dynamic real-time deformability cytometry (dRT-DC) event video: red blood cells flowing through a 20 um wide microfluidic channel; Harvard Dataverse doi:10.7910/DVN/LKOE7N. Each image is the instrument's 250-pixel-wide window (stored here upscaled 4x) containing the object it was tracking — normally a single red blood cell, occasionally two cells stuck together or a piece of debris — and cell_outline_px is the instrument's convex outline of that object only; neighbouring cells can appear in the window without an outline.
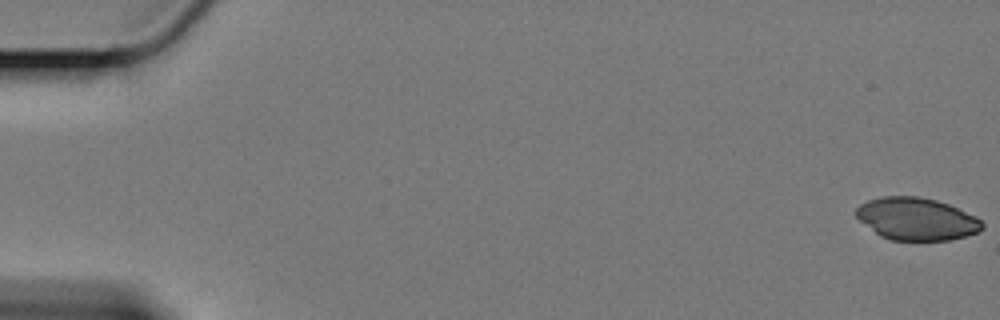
{"species": "Egyptian fruit bat (a non-hibernating species)", "species_latin": "Rousettus aegyptiacus", "temperature_condition": "cold", "stored_images_in_passage": 16, "camera_frame_rate_fps": 3000, "um_per_image_px": 0.085, "animal": {"sex": "female"}, "frame": {"image": 1, "passage_image": 1, "time_ms": 0.0, "image_size_px": [1000, 320], "cell_outline_px": [[984, 228], [980, 232], [948, 240], [892, 240], [880, 236], [860, 220], [856, 216], [856, 208], [860, 204], [868, 200], [880, 196], [920, 196], [936, 200], [948, 204], [976, 216], [984, 224]], "centroid_in_image_um": [77.92, 18.6], "position_along_channel_um": 7.1, "area_um2": 31.15}}
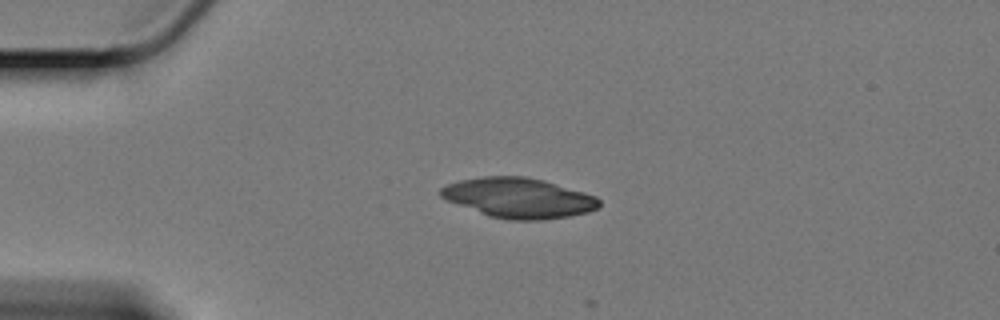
{"frame": {"image": 2, "passage_image": 15, "time_ms": 4.667, "image_size_px": [1000, 320], "cell_outline_px": [[600, 204], [596, 208], [588, 212], [568, 216], [540, 220], [508, 220], [488, 216], [444, 200], [440, 196], [440, 188], [448, 184], [460, 180], [484, 176], [524, 176], [544, 180], [584, 192], [596, 196], [600, 200]], "centroid_in_image_um": [44.05, 16.82], "position_along_channel_um": 40.9, "area_um2": 37.05}}